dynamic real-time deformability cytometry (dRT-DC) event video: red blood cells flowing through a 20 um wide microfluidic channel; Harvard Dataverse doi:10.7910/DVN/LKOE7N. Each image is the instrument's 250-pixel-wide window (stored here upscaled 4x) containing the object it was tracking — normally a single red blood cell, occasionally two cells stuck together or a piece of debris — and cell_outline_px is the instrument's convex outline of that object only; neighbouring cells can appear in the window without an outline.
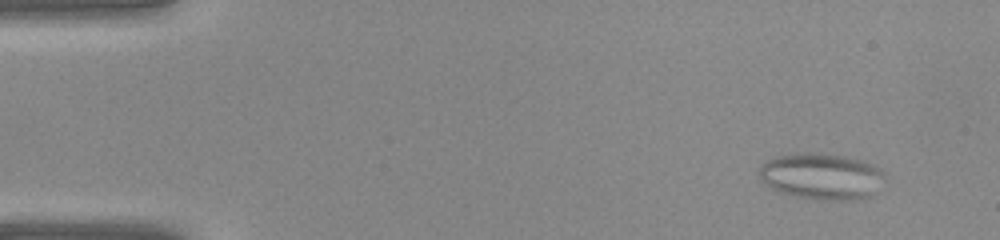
{"species": "common noctule bat (a hibernating species)", "species_latin": "Nyctalus noctula", "temperature_condition": "warm", "stored_images_in_passage": 40, "camera_frame_rate_fps": 3000, "um_per_image_px": 0.085, "animal": {"sex": "female", "body_mass_g": 22.0, "forearm_length_mm": 56.7}, "frame": {"image": 1, "passage_image": 3, "time_ms": 0.667, "image_size_px": [1000, 240], "cell_outline_px": [[884, 172], [876, 192], [872, 196], [860, 200], [832, 200], [796, 196], [772, 188], [760, 176], [760, 168], [772, 156], [796, 152], [808, 152], [844, 156], [860, 160], [872, 164], [880, 168]], "centroid_in_image_um": [69.86, 14.97], "position_along_channel_um": 15.1, "area_um2": 33.52}}
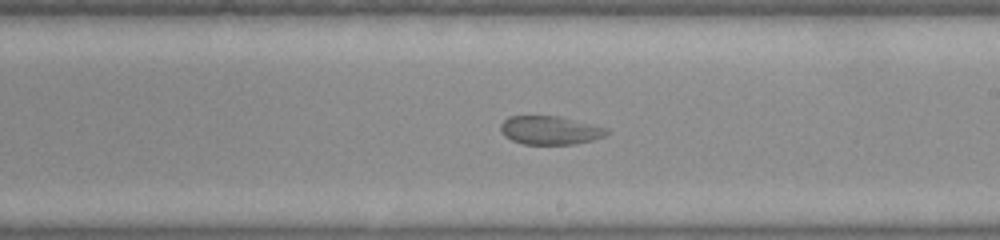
{"frame": {"image": 2, "passage_image": 23, "time_ms": 7.333, "image_size_px": [1000, 240], "cell_outline_px": [[608, 132], [604, 136], [592, 140], [576, 144], [524, 144], [512, 140], [504, 136], [500, 132], [500, 124], [508, 116], [560, 116], [608, 128]], "centroid_in_image_um": [46.73, 11.07], "position_along_channel_um": 242.3, "area_um2": 17.69}}
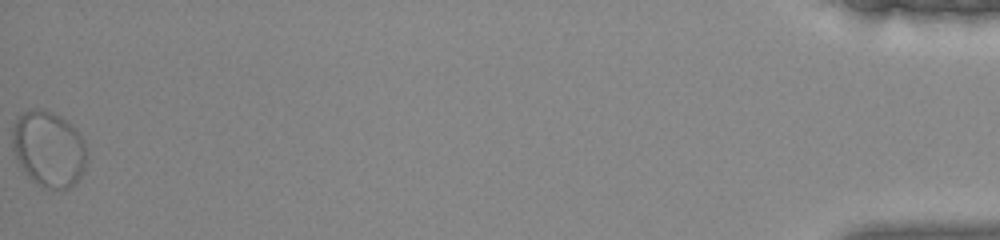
{"frame": {"image": 3, "passage_image": 40, "time_ms": 13.0, "image_size_px": [1000, 240], "cell_outline_px": [[88, 160], [76, 184], [60, 192], [40, 188], [24, 172], [12, 148], [12, 128], [16, 120], [24, 112], [36, 108], [44, 108], [60, 116], [72, 124], [80, 132], [84, 140]], "centroid_in_image_um": [4.17, 12.69], "position_along_channel_um": 431.0, "area_um2": 33.7}}